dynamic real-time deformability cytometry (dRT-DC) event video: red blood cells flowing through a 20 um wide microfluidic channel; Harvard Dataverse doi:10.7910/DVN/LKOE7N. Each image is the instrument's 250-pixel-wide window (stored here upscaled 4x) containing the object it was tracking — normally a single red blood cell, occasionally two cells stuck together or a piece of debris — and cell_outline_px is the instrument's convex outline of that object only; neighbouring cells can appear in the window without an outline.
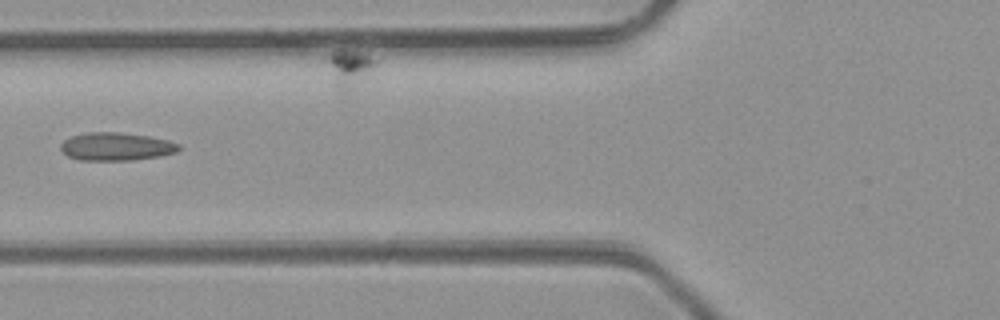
{"species": "common noctule bat (a hibernating species)", "species_latin": "Nyctalus noctula", "temperature_condition": "room temperature", "stored_images_in_passage": 6, "camera_frame_rate_fps": 3000, "um_per_image_px": 0.085, "animal": {"sex": "male", "body_mass_g": 23.1, "forearm_length_mm": 52.7}, "frame": {"image": 1, "passage_image": 2, "time_ms": 1.0, "image_size_px": [1000, 320], "cell_outline_px": [[184, 148], [176, 152], [160, 156], [132, 160], [80, 160], [68, 156], [60, 148], [60, 144], [64, 140], [72, 136], [88, 132], [116, 132], [148, 136], [168, 140], [180, 144]], "centroid_in_image_um": [9.91, 12.46], "position_along_channel_um": 115.9, "area_um2": 19.31}}
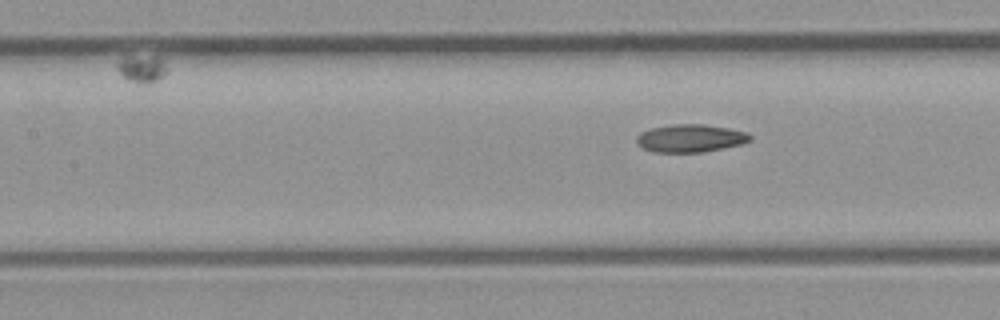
{"frame": {"image": 2, "passage_image": 6, "time_ms": 6.333, "image_size_px": [1000, 320], "cell_outline_px": [[752, 140], [744, 144], [704, 152], [652, 152], [644, 148], [636, 140], [636, 136], [640, 132], [652, 128], [672, 124], [704, 124], [728, 128], [748, 132], [752, 136]], "centroid_in_image_um": [58.74, 11.75], "position_along_channel_um": 148.7, "area_um2": 18.55}}